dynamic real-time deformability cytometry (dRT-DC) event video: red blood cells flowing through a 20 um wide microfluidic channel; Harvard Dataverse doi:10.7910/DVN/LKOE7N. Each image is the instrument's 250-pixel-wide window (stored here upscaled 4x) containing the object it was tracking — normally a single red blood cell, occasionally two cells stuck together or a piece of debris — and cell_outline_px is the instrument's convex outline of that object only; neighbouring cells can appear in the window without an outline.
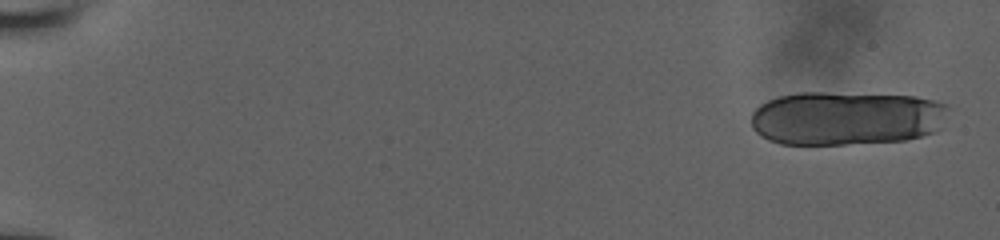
{"species": "human", "species_latin": "Homo sapiens", "temperature_condition": "room temperature", "stored_images_in_passage": 12, "segment_of_instrument_passage": [1, 2], "camera_frame_rate_fps": 3000, "um_per_image_px": 0.085, "donor": {"sex": "male"}, "frame": {"image": 1, "passage_image": 1, "time_ms": 0.0, "image_size_px": [1000, 240], "cell_outline_px": [[948, 108], [940, 128], [936, 132], [904, 140], [844, 144], [780, 144], [768, 140], [760, 136], [752, 128], [752, 112], [760, 104], [768, 100], [780, 96], [804, 92], [824, 92], [916, 96], [932, 100], [944, 104]], "centroid_in_image_um": [71.91, 10.04], "position_along_channel_um": 13.1, "area_um2": 62.14}}